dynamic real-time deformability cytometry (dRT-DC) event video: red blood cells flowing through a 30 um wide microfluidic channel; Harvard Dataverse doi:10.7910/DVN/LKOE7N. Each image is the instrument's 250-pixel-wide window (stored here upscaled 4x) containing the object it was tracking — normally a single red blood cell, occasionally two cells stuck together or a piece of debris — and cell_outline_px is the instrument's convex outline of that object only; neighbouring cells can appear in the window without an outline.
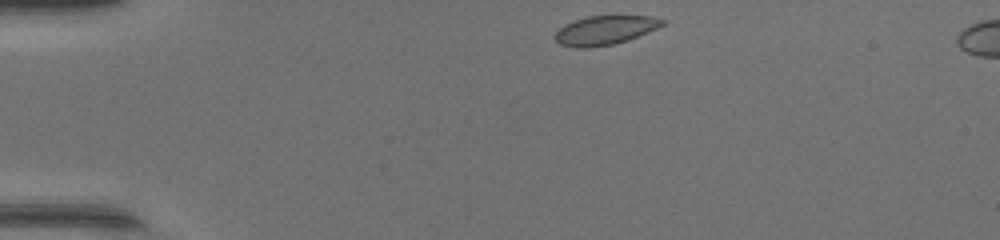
{"species": "common noctule bat (a hibernating species)", "species_latin": "Nyctalus noctula", "temperature_condition": "warm", "stored_images_in_passage": 39, "camera_frame_rate_fps": 3000, "um_per_image_px": 0.085, "animal": {"sex": "female", "body_mass_g": 17.0, "forearm_length_mm": 48.0}, "frame": {"image": 1, "passage_image": 1, "time_ms": 0.0, "image_size_px": [1000, 240], "cell_outline_px": [[668, 20], [664, 24], [648, 32], [628, 40], [612, 44], [588, 48], [576, 48], [560, 44], [556, 40], [556, 32], [564, 24], [588, 16], [652, 16]], "centroid_in_image_um": [51.45, 2.56], "position_along_channel_um": 33.6, "area_um2": 18.03}}
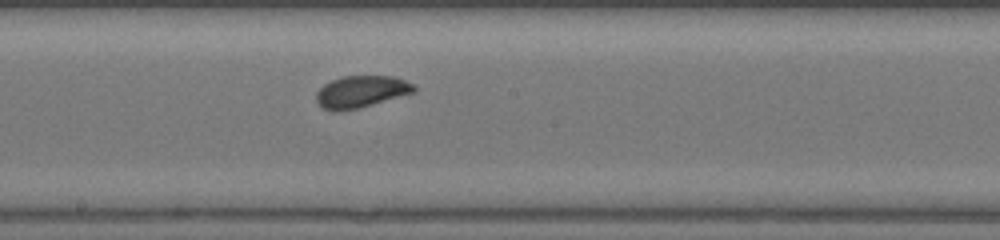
{"frame": {"image": 2, "passage_image": 18, "time_ms": 5.667, "image_size_px": [1000, 240], "cell_outline_px": [[416, 92], [360, 108], [324, 108], [316, 100], [316, 92], [324, 84], [332, 80], [344, 76], [392, 76], [404, 80], [412, 84], [416, 88]], "centroid_in_image_um": [30.75, 7.75], "position_along_channel_um": 217.4, "area_um2": 17.63}}
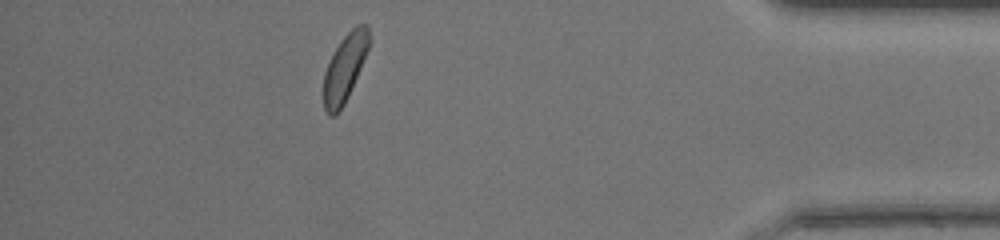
{"frame": {"image": 3, "passage_image": 34, "time_ms": 11.0, "image_size_px": [1000, 240], "cell_outline_px": [[372, 40], [348, 96], [344, 104], [336, 116], [328, 116], [324, 108], [324, 72], [332, 52], [340, 40], [356, 24], [368, 24]], "centroid_in_image_um": [29.32, 5.72], "position_along_channel_um": 405.9, "area_um2": 18.03}, "authors_computed_cell_mechanics": {"area_um2": 18.2648, "velocity_mm_per_s": 4.3292, "shape_relaxation_time_tau1_ms": 2.485, "shape_relaxation_time_tau2_ms": null, "deformation_change_tau1": 0.0734, "deformation_change_tau2": null}}